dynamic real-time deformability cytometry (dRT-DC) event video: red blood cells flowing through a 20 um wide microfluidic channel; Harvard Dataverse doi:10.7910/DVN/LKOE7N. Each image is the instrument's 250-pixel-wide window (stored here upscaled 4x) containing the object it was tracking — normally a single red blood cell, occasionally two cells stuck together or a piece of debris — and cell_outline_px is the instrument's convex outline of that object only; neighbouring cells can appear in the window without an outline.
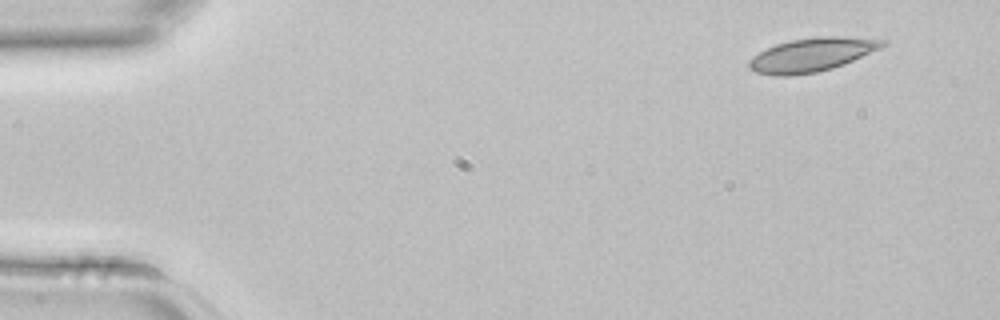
{"species": "common noctule bat (a hibernating species)", "species_latin": "Nyctalus noctula", "temperature_condition": "room temperature", "stored_images_in_passage": 3, "camera_frame_rate_fps": 3000, "um_per_image_px": 0.085, "animal": {"sex": "female", "body_mass_g": 22.7, "forearm_length_mm": 54.2}, "frame": {"image": 1, "passage_image": 1, "time_ms": 0.0, "image_size_px": [1000, 320], "cell_outline_px": [[888, 44], [880, 48], [844, 64], [832, 68], [816, 72], [792, 76], [772, 76], [756, 72], [748, 68], [748, 60], [752, 56], [776, 44], [792, 40], [820, 36], [840, 36], [888, 40]], "centroid_in_image_um": [68.99, 4.66], "position_along_channel_um": 16.0, "area_um2": 26.18}}